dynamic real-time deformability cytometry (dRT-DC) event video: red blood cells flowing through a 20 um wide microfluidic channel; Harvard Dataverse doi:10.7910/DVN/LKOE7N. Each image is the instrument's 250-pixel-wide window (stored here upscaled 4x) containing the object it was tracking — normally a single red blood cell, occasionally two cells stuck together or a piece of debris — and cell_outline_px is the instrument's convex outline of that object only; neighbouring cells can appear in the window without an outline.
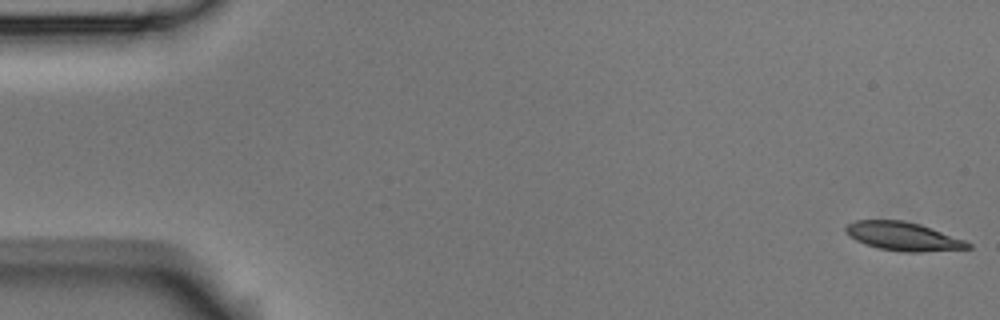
{"species": "Egyptian fruit bat (a non-hibernating species)", "species_latin": "Rousettus aegyptiacus", "temperature_condition": "room temperature", "stored_images_in_passage": 54, "camera_frame_rate_fps": 3000, "um_per_image_px": 0.085, "animal": {"sex": "male"}, "frame": {"image": 1, "passage_image": 1, "time_ms": 0.0, "image_size_px": [1000, 320], "cell_outline_px": [[972, 248], [920, 252], [904, 252], [876, 248], [864, 244], [856, 240], [844, 232], [844, 228], [848, 224], [856, 220], [904, 220], [920, 224], [964, 240], [972, 244]], "centroid_in_image_um": [76.74, 20.09], "position_along_channel_um": 8.3, "area_um2": 20.35}}
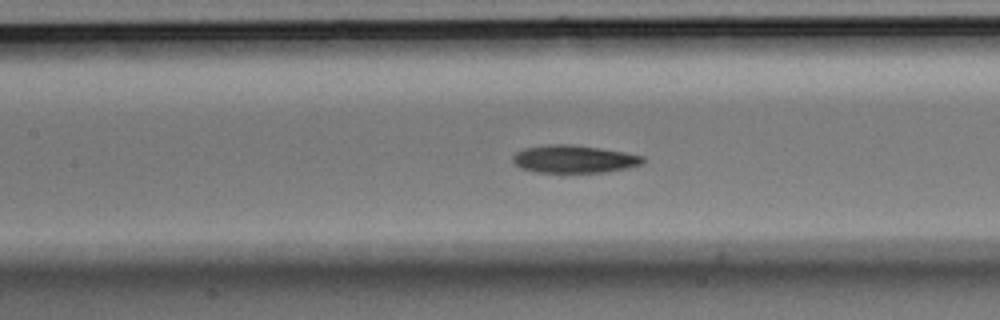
{"frame": {"image": 2, "passage_image": 24, "time_ms": 7.667, "image_size_px": [1000, 320], "cell_outline_px": [[644, 164], [628, 168], [604, 172], [536, 172], [520, 168], [512, 160], [512, 156], [516, 152], [524, 148], [544, 144], [572, 144], [600, 148], [624, 152], [644, 156]], "centroid_in_image_um": [48.79, 13.51], "position_along_channel_um": 158.6, "area_um2": 21.15}}
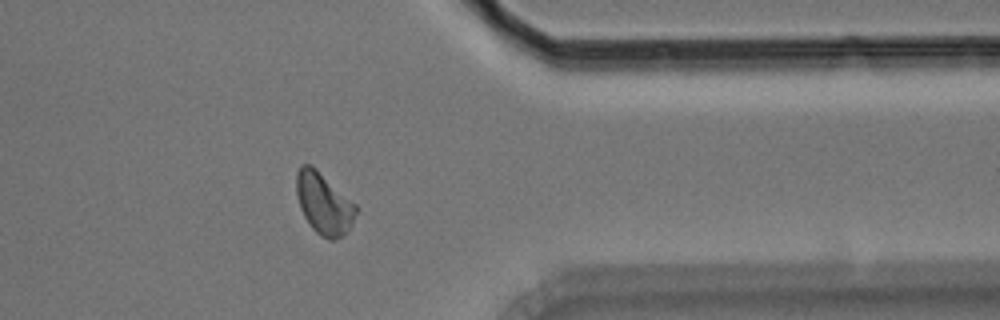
{"frame": {"image": 3, "passage_image": 43, "time_ms": 14.0, "image_size_px": [1000, 320], "cell_outline_px": [[360, 208], [352, 224], [344, 236], [336, 240], [328, 240], [320, 236], [312, 228], [304, 216], [300, 208], [296, 192], [296, 172], [300, 164], [312, 164], [356, 204]], "centroid_in_image_um": [27.54, 17.3], "position_along_channel_um": 383.9, "area_um2": 21.79}, "authors_computed_cell_mechanics": {"area_um2": 20.8947, "velocity_mm_per_s": 3.7506, "shape_relaxation_time_tau1_ms": 3.3394, "shape_relaxation_time_tau2_ms": 3.8359, "deformation_change_tau1": 0.1354, "deformation_change_tau2": 0.1053}}